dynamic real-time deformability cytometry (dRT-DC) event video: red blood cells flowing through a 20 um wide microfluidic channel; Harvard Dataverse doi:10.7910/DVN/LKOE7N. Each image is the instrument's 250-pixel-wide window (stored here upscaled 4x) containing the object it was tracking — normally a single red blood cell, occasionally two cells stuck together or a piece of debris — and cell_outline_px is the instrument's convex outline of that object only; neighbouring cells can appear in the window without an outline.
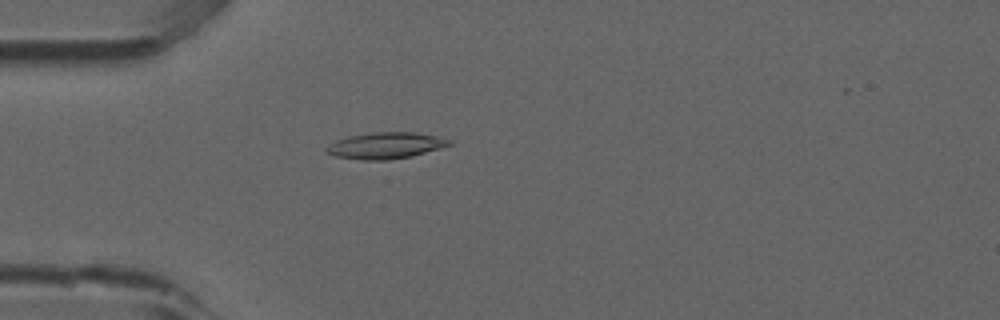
{"species": "common noctule bat (a hibernating species)", "species_latin": "Nyctalus noctula", "temperature_condition": "room temperature", "stored_images_in_passage": 53, "camera_frame_rate_fps": 3000, "um_per_image_px": 0.085, "animal": {"sex": "male", "forearm_length_mm": 52.5}, "frame": {"image": 1, "passage_image": 15, "time_ms": 4.667, "image_size_px": [1000, 320], "cell_outline_px": [[452, 144], [440, 148], [412, 156], [388, 160], [364, 160], [336, 156], [328, 152], [324, 148], [336, 140], [348, 136], [372, 132], [412, 132], [440, 136], [452, 140]], "centroid_in_image_um": [32.81, 12.36], "position_along_channel_um": 52.2, "area_um2": 18.84}}
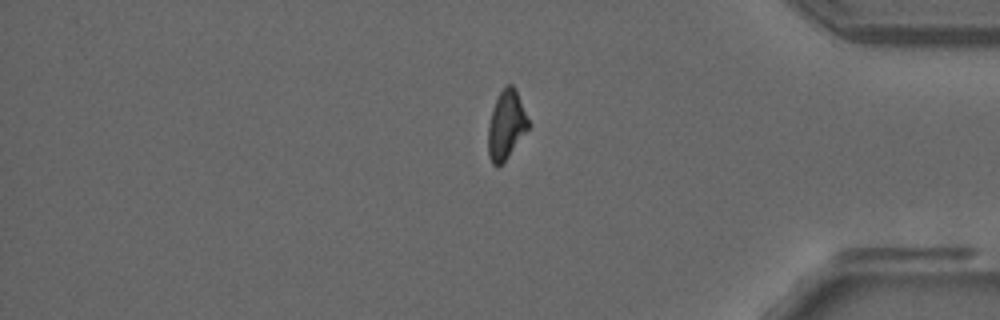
{"frame": {"image": 2, "passage_image": 44, "time_ms": 14.333, "image_size_px": [1000, 320], "cell_outline_px": [[532, 124], [508, 156], [496, 168], [492, 164], [488, 156], [488, 124], [492, 108], [500, 92], [508, 84], [512, 84], [516, 88]], "centroid_in_image_um": [43.05, 10.6], "position_along_channel_um": 392.2, "area_um2": 16.36}}
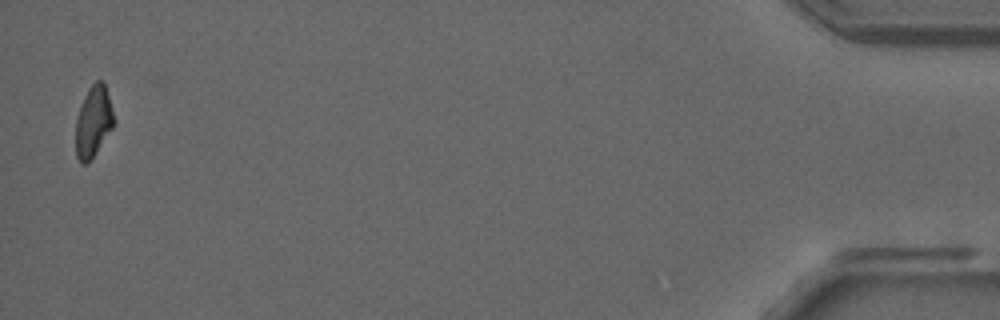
{"frame": {"image": 3, "passage_image": 52, "time_ms": 17.0, "image_size_px": [1000, 320], "cell_outline_px": [[112, 128], [88, 164], [80, 164], [76, 156], [76, 120], [80, 104], [88, 88], [96, 80], [104, 80], [112, 112]], "centroid_in_image_um": [7.89, 10.34], "position_along_channel_um": 427.3, "area_um2": 15.61}, "authors_computed_cell_mechanics": {"area_um2": 17.1088, "velocity_mm_per_s": 3.8711, "shape_relaxation_time_tau1_ms": null, "shape_relaxation_time_tau2_ms": 5.821, "deformation_change_tau1": null, "deformation_change_tau2": 0.1358}}